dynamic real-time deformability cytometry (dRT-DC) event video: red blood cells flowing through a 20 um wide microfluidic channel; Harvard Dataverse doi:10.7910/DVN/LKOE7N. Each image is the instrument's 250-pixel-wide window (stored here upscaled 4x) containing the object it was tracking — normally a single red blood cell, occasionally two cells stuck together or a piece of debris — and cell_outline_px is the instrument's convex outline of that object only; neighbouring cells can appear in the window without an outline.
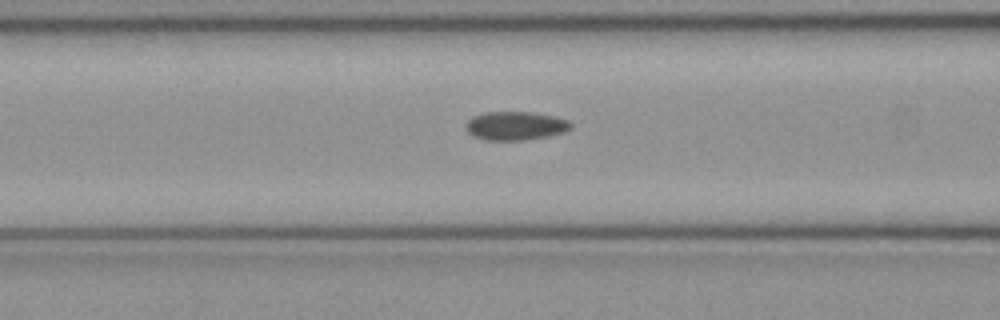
{"species": "common noctule bat (a hibernating species)", "species_latin": "Nyctalus noctula", "temperature_condition": "cold", "stored_images_in_passage": 50, "camera_frame_rate_fps": 3000, "um_per_image_px": 0.085, "animal": {"sex": "female", "body_mass_g": 21.9}, "frame": {"image": 1, "passage_image": 19, "time_ms": 6.0, "image_size_px": [1000, 320], "cell_outline_px": [[572, 128], [564, 132], [548, 136], [524, 140], [488, 140], [472, 136], [464, 128], [464, 124], [472, 116], [484, 112], [532, 112], [556, 116], [568, 120], [572, 124]], "centroid_in_image_um": [43.8, 10.69], "position_along_channel_um": 122.8, "area_um2": 17.74}}
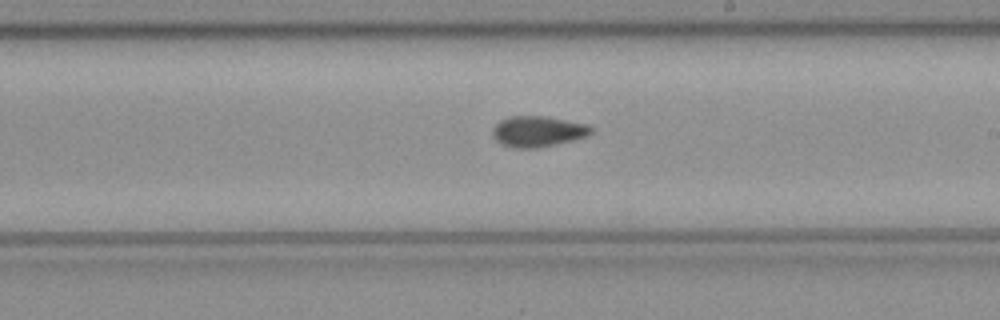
{"frame": {"image": 2, "passage_image": 28, "time_ms": 9.0, "image_size_px": [1000, 320], "cell_outline_px": [[592, 132], [588, 136], [572, 140], [536, 148], [516, 148], [504, 144], [496, 140], [492, 136], [492, 128], [500, 120], [508, 116], [544, 116], [588, 124], [592, 128]], "centroid_in_image_um": [45.7, 11.16], "position_along_channel_um": 243.3, "area_um2": 17.57}}
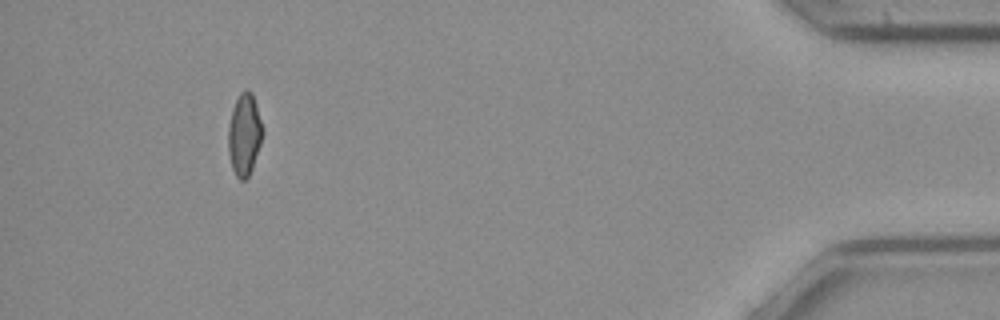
{"frame": {"image": 3, "passage_image": 46, "time_ms": 15.0, "image_size_px": [1000, 320], "cell_outline_px": [[264, 132], [252, 168], [248, 176], [244, 180], [240, 180], [236, 176], [232, 168], [228, 152], [228, 124], [232, 108], [240, 92], [244, 88], [248, 88], [252, 92], [256, 104]], "centroid_in_image_um": [20.76, 11.39], "position_along_channel_um": 414.4, "area_um2": 16.53}, "authors_computed_cell_mechanics": {"area_um2": 17.2533, "velocity_mm_per_s": 4.0067, "shape_relaxation_time_tau1_ms": null, "shape_relaxation_time_tau2_ms": 4.0617, "deformation_change_tau1": null, "deformation_change_tau2": 0.0682}}